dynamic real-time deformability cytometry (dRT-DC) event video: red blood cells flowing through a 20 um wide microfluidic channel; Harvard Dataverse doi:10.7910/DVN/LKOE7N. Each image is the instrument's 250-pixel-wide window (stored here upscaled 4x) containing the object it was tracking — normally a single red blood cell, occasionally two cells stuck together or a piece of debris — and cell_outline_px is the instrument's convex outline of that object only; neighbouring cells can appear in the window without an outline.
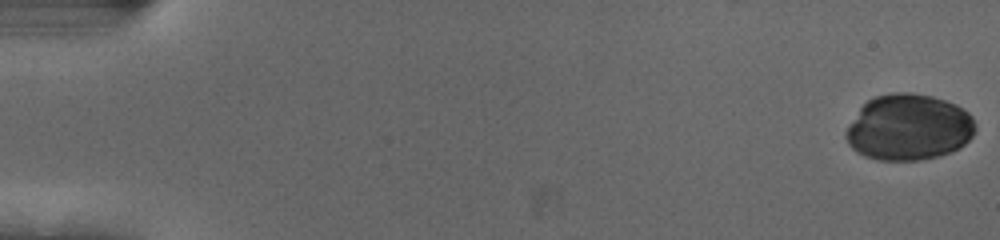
{"species": "human", "species_latin": "Homo sapiens", "temperature_condition": "cold", "stored_images_in_passage": 14, "camera_frame_rate_fps": 3000, "um_per_image_px": 0.085, "donor": {"sex": "female"}, "frame": {"image": 1, "passage_image": 1, "time_ms": 0.0, "image_size_px": [1000, 240], "cell_outline_px": [[976, 128], [972, 136], [960, 148], [952, 152], [940, 156], [920, 160], [880, 160], [864, 156], [856, 152], [848, 144], [844, 136], [844, 132], [848, 124], [860, 108], [868, 100], [876, 96], [892, 92], [912, 92], [932, 96], [956, 104], [968, 112], [972, 116], [976, 124]], "centroid_in_image_um": [77.23, 10.82], "position_along_channel_um": 7.8, "area_um2": 50.34}}